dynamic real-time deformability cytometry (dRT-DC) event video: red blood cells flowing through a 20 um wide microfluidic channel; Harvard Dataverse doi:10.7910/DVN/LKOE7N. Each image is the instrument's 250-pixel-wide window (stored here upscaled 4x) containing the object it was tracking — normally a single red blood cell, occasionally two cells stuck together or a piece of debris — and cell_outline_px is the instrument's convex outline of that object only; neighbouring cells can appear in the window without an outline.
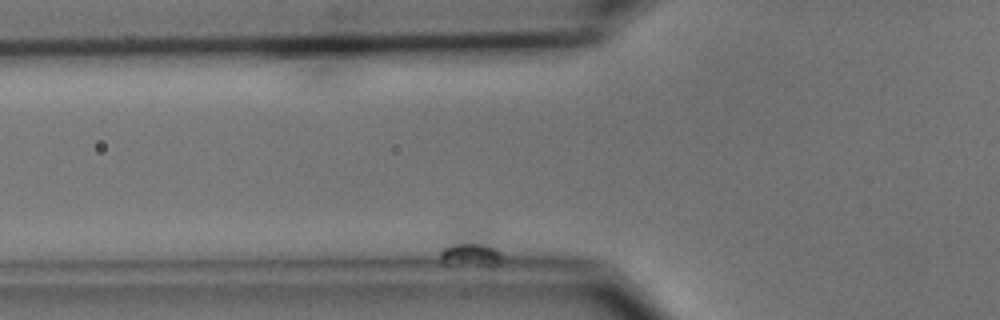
{"species": "common noctule bat (a hibernating species)", "species_latin": "Nyctalus noctula", "temperature_condition": "cold", "stored_images_in_passage": 48, "camera_frame_rate_fps": 3000, "um_per_image_px": 0.085, "animal": {"sex": "male", "body_mass_g": 15.6}, "frame": {"image": 1, "passage_image": 4, "time_ms": 1.0, "image_size_px": [1000, 320], "cell_outline_px": [[500, 260], [496, 264], [444, 264], [440, 256], [440, 252], [452, 228], [460, 220], [476, 220], [488, 224], [492, 228], [500, 252]], "centroid_in_image_um": [40.02, 20.79], "position_along_channel_um": 85.8, "area_um2": 15.43}}
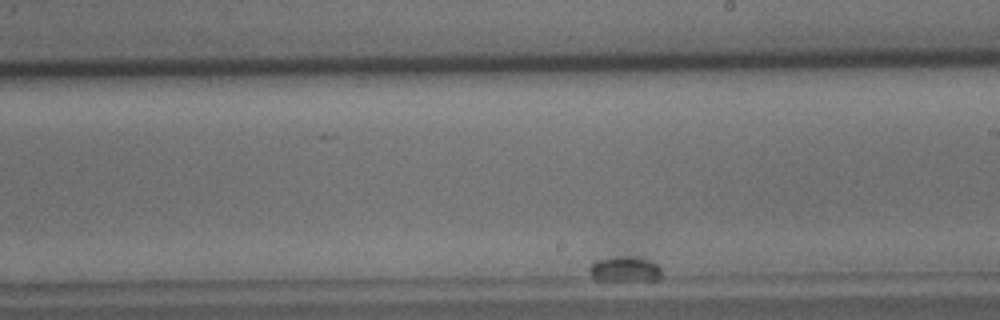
{"frame": {"image": 2, "passage_image": 34, "time_ms": 11.0, "image_size_px": [1000, 320], "cell_outline_px": [[660, 276], [656, 280], [596, 280], [588, 272], [588, 268], [596, 260], [612, 256], [644, 256], [652, 260], [660, 268]], "centroid_in_image_um": [53.1, 22.84], "position_along_channel_um": 235.9, "area_um2": 10.92}}
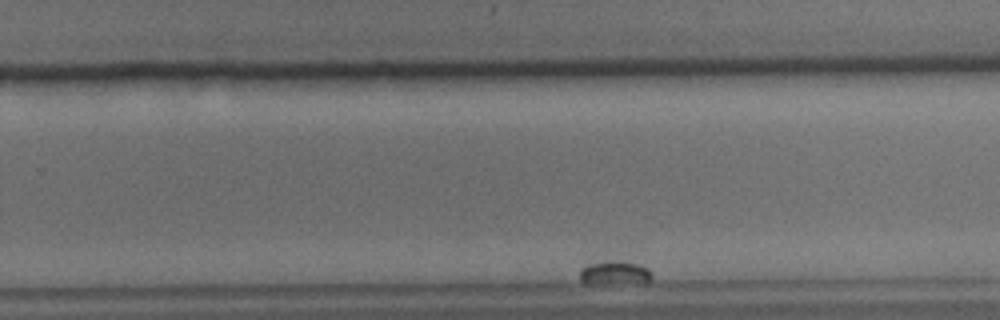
{"frame": {"image": 3, "passage_image": 41, "time_ms": 13.333, "image_size_px": [1000, 320], "cell_outline_px": [[652, 276], [648, 284], [584, 284], [580, 280], [580, 268], [588, 264], [608, 260], [624, 260], [640, 264], [648, 268], [652, 272]], "centroid_in_image_um": [52.29, 23.21], "position_along_channel_um": 277.5, "area_um2": 10.81}}